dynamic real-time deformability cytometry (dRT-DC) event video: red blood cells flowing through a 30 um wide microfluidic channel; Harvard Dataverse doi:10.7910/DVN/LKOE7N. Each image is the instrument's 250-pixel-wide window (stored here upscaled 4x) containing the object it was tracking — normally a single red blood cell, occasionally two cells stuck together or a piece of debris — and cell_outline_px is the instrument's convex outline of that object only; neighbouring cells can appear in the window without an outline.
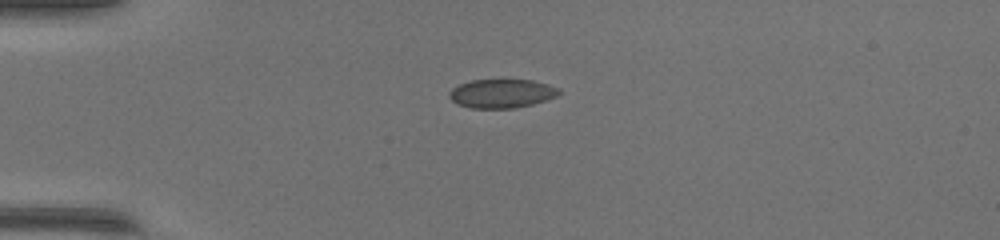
{"species": "common noctule bat (a hibernating species)", "species_latin": "Nyctalus noctula", "temperature_condition": "warm", "stored_images_in_passage": 37, "camera_frame_rate_fps": 3000, "um_per_image_px": 0.085, "animal": {"sex": "female", "body_mass_g": 17.0, "forearm_length_mm": 48.0}, "frame": {"image": 1, "passage_image": 1, "time_ms": 0.0, "image_size_px": [1000, 240], "cell_outline_px": [[560, 92], [556, 96], [532, 104], [512, 108], [472, 108], [456, 104], [448, 96], [448, 92], [452, 88], [460, 84], [472, 80], [532, 80], [548, 84], [560, 88]], "centroid_in_image_um": [42.62, 7.94], "position_along_channel_um": 42.4, "area_um2": 18.32}}
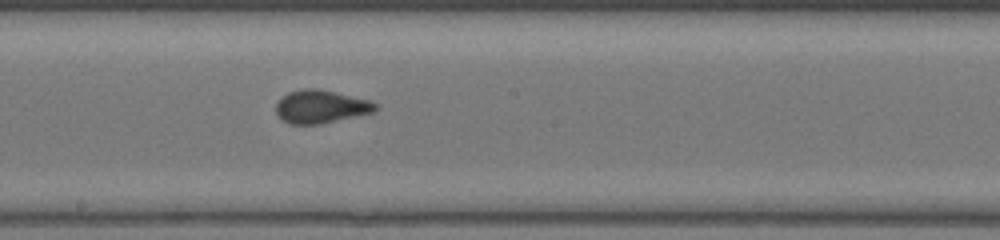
{"frame": {"image": 2, "passage_image": 16, "time_ms": 5.0, "image_size_px": [1000, 240], "cell_outline_px": [[380, 108], [376, 112], [320, 124], [288, 124], [280, 120], [276, 116], [276, 104], [288, 92], [304, 88], [316, 88], [372, 100]], "centroid_in_image_um": [27.29, 9.07], "position_along_channel_um": 220.9, "area_um2": 19.48}}
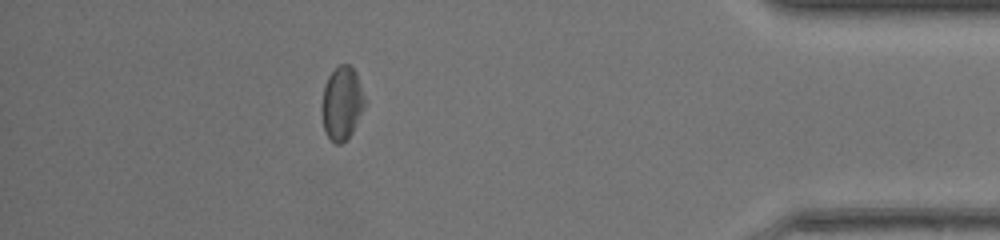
{"frame": {"image": 3, "passage_image": 32, "time_ms": 10.333, "image_size_px": [1000, 240], "cell_outline_px": [[364, 108], [348, 140], [340, 144], [336, 144], [328, 136], [324, 128], [320, 108], [320, 104], [324, 88], [328, 76], [340, 64], [348, 64], [356, 72], [364, 100]], "centroid_in_image_um": [29.03, 8.8], "position_along_channel_um": 406.2, "area_um2": 18.21}, "authors_computed_cell_mechanics": {"area_um2": 18.9584, "velocity_mm_per_s": 4.2644, "shape_relaxation_time_tau1_ms": null, "shape_relaxation_time_tau2_ms": 0.8162, "deformation_change_tau1": null, "deformation_change_tau2": 0.0672}}